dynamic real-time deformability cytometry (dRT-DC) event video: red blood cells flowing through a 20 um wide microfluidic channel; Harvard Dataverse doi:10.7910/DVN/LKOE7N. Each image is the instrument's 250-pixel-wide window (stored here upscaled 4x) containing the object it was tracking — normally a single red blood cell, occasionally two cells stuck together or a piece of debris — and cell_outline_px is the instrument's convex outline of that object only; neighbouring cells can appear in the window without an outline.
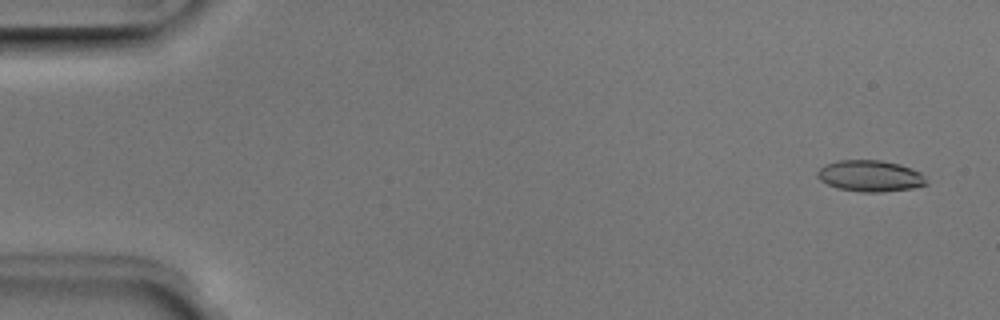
{"species": "Egyptian fruit bat (a non-hibernating species)", "species_latin": "Rousettus aegyptiacus", "temperature_condition": "room temperature", "stored_images_in_passage": 48, "camera_frame_rate_fps": 3000, "um_per_image_px": 0.085, "animal": {"sex": "male"}, "frame": {"image": 1, "passage_image": 3, "time_ms": 0.667, "image_size_px": [1000, 320], "cell_outline_px": [[928, 184], [912, 188], [880, 192], [860, 192], [836, 188], [820, 180], [816, 176], [816, 172], [824, 164], [836, 160], [880, 160], [900, 164], [912, 168], [920, 172], [928, 180]], "centroid_in_image_um": [73.95, 14.95], "position_along_channel_um": 11.0, "area_um2": 20.11}}
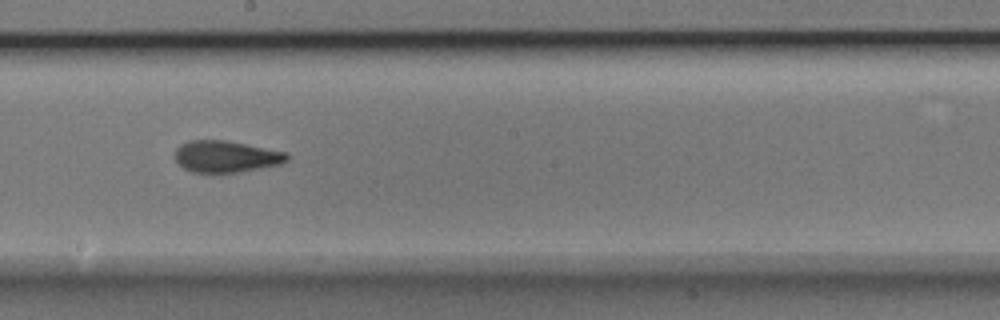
{"frame": {"image": 2, "passage_image": 29, "time_ms": 9.333, "image_size_px": [1000, 320], "cell_outline_px": [[288, 160], [280, 164], [240, 172], [212, 176], [192, 172], [184, 168], [176, 160], [176, 148], [180, 144], [192, 140], [228, 140], [288, 152]], "centroid_in_image_um": [19.21, 13.34], "position_along_channel_um": 229.0, "area_um2": 21.33}}
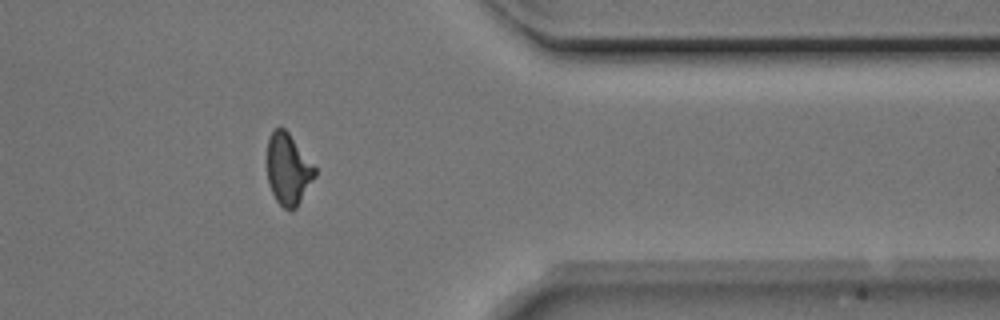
{"frame": {"image": 3, "passage_image": 42, "time_ms": 13.667, "image_size_px": [1000, 320], "cell_outline_px": [[316, 176], [296, 208], [292, 212], [284, 208], [276, 200], [272, 192], [268, 180], [268, 136], [276, 128], [284, 128], [288, 132], [316, 168]], "centroid_in_image_um": [24.5, 14.41], "position_along_channel_um": 386.9, "area_um2": 19.65}}